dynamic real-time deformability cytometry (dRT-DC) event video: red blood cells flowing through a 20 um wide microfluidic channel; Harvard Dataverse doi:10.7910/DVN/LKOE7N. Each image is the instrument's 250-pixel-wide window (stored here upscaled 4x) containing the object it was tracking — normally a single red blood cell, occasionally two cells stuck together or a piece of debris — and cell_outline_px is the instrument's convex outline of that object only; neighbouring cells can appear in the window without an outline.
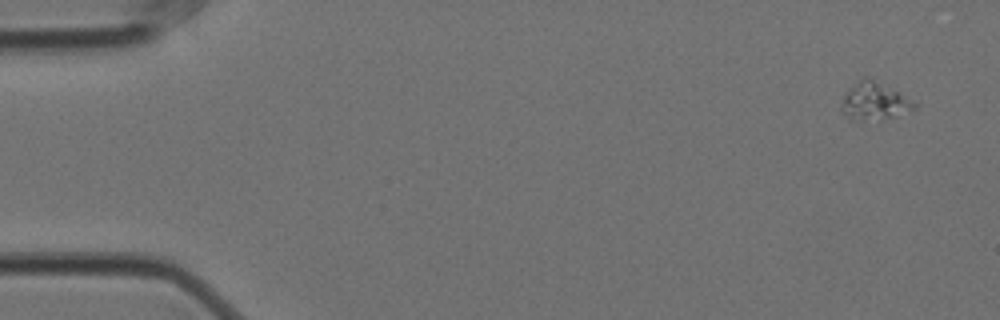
{"species": "Egyptian fruit bat (a non-hibernating species)", "species_latin": "Rousettus aegyptiacus", "temperature_condition": "cold", "stored_images_in_passage": 56, "camera_frame_rate_fps": 3000, "um_per_image_px": 0.085, "animal": {"sex": "female"}, "frame": {"image": 1, "passage_image": 1, "time_ms": 0.0, "image_size_px": [1000, 320], "cell_outline_px": [[916, 108], [912, 112], [880, 120], [860, 124], [848, 120], [840, 108], [844, 96], [864, 76], [868, 76], [896, 92], [916, 104]], "centroid_in_image_um": [74.28, 8.71], "position_along_channel_um": 10.7, "area_um2": 16.07}}
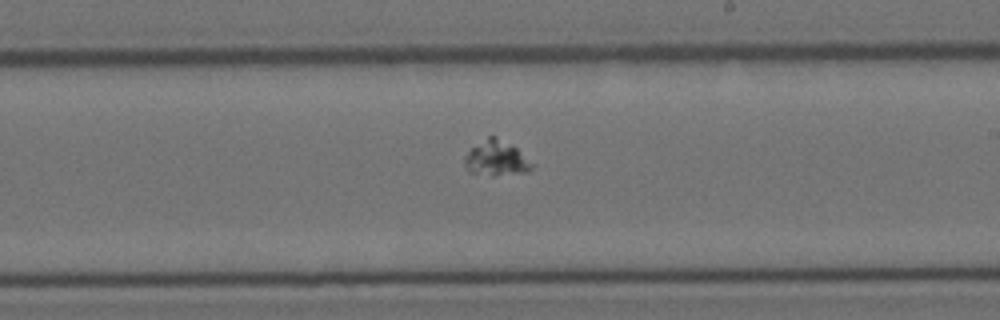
{"frame": {"image": 2, "passage_image": 32, "time_ms": 10.333, "image_size_px": [1000, 320], "cell_outline_px": [[532, 168], [528, 172], [492, 176], [468, 172], [464, 164], [464, 156], [472, 148], [488, 136], [496, 136], [516, 148], [532, 164]], "centroid_in_image_um": [42.14, 13.48], "position_along_channel_um": 246.9, "area_um2": 13.58}}
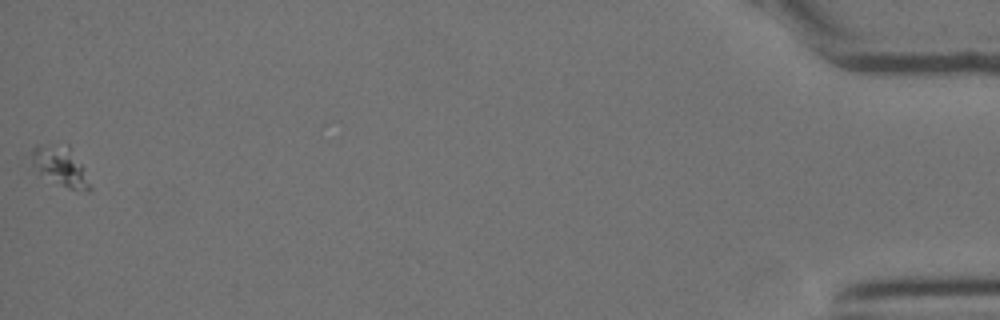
{"frame": {"image": 3, "passage_image": 56, "time_ms": 18.333, "image_size_px": [1000, 320], "cell_outline_px": [[92, 188], [88, 192], [68, 188], [36, 176], [32, 164], [32, 148], [68, 144], [80, 164]], "centroid_in_image_um": [5.09, 14.21], "position_along_channel_um": 430.1, "area_um2": 13.35}}